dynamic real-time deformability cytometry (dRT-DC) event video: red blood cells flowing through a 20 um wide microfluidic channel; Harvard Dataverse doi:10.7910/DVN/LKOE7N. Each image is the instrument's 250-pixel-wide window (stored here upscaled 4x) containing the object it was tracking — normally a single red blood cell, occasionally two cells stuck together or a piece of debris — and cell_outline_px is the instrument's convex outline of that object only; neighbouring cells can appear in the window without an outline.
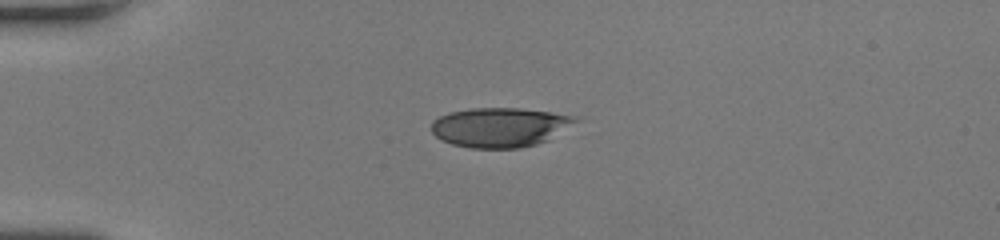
{"species": "human", "species_latin": "Homo sapiens", "temperature_condition": "room temperature", "stored_images_in_passage": 47, "camera_frame_rate_fps": 3000, "um_per_image_px": 0.085, "donor": {"sex": "female"}, "frame": {"image": 1, "passage_image": 13, "time_ms": 4.0, "image_size_px": [1000, 240], "cell_outline_px": [[580, 120], [548, 140], [536, 144], [520, 148], [468, 148], [452, 144], [436, 136], [432, 132], [432, 120], [448, 112], [468, 108], [520, 108], [576, 116]], "centroid_in_image_um": [42.48, 10.81], "position_along_channel_um": 42.5, "area_um2": 33.18}}
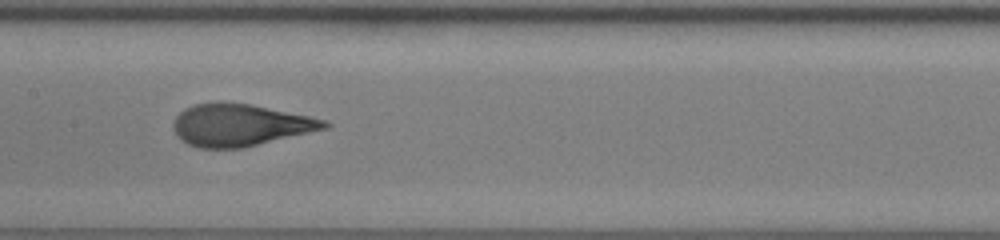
{"frame": {"image": 2, "passage_image": 26, "time_ms": 8.333, "image_size_px": [1000, 240], "cell_outline_px": [[332, 124], [328, 128], [240, 148], [200, 148], [188, 144], [180, 140], [176, 136], [172, 128], [172, 124], [176, 116], [184, 108], [196, 104], [248, 104], [328, 120]], "centroid_in_image_um": [20.39, 10.65], "position_along_channel_um": 187.0, "area_um2": 36.36}}
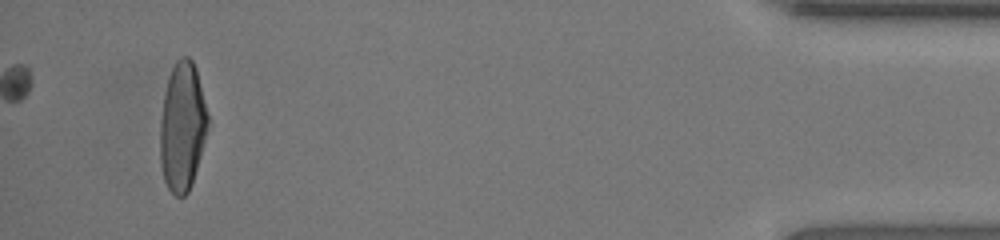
{"frame": {"image": 3, "passage_image": 47, "time_ms": 15.333, "image_size_px": [1000, 240], "cell_outline_px": [[208, 124], [204, 140], [196, 168], [188, 192], [184, 196], [176, 196], [168, 188], [164, 180], [160, 164], [160, 120], [164, 92], [168, 76], [176, 60], [180, 56], [188, 56], [192, 60], [196, 68], [208, 112]], "centroid_in_image_um": [15.48, 10.71], "position_along_channel_um": 419.7, "area_um2": 35.78}, "authors_computed_cell_mechanics": {"area_um2": 35.9516, "velocity_mm_per_s": 4.3183, "shape_relaxation_time_tau1_ms": 4.1782, "shape_relaxation_time_tau2_ms": null, "deformation_change_tau1": 0.2233, "deformation_change_tau2": null}}